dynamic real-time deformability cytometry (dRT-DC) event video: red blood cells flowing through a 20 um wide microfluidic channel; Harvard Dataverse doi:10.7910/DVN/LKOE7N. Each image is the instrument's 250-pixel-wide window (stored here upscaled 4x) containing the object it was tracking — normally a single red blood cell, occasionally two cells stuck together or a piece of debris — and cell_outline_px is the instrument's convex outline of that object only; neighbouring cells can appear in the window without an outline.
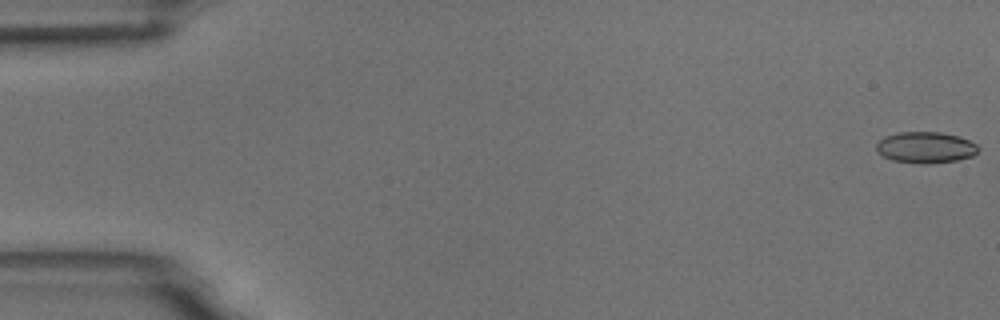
{"species": "common noctule bat (a hibernating species)", "species_latin": "Nyctalus noctula", "temperature_condition": "room temperature", "stored_images_in_passage": 9, "camera_frame_rate_fps": 3000, "um_per_image_px": 0.085, "animal": {"sex": "male", "body_mass_g": 18.8}, "frame": {"image": 1, "passage_image": 1, "time_ms": 0.0, "image_size_px": [1000, 320], "cell_outline_px": [[980, 148], [972, 156], [956, 160], [928, 164], [920, 164], [892, 160], [884, 156], [876, 148], [876, 144], [884, 136], [896, 132], [940, 132], [960, 136], [976, 144]], "centroid_in_image_um": [78.68, 12.52], "position_along_channel_um": 6.3, "area_um2": 18.55}}
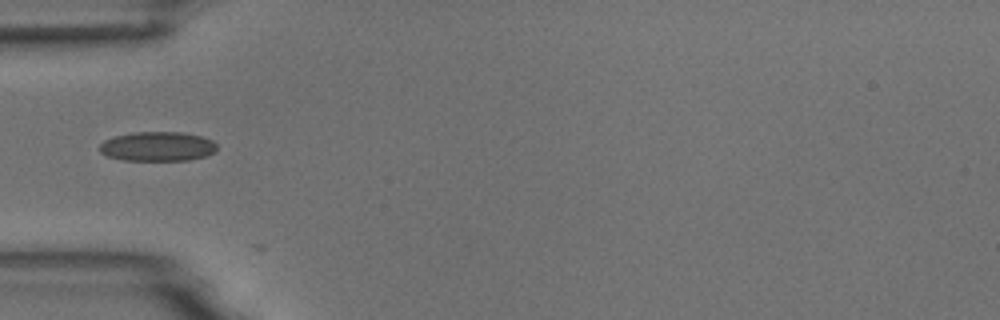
{"frame": {"image": 2, "passage_image": 6, "time_ms": 5.667, "image_size_px": [1000, 320], "cell_outline_px": [[216, 152], [208, 156], [188, 160], [124, 160], [108, 156], [100, 152], [100, 144], [104, 140], [116, 136], [132, 132], [180, 132], [200, 136], [212, 140], [216, 144]], "centroid_in_image_um": [13.41, 12.45], "position_along_channel_um": 71.6, "area_um2": 20.11}}